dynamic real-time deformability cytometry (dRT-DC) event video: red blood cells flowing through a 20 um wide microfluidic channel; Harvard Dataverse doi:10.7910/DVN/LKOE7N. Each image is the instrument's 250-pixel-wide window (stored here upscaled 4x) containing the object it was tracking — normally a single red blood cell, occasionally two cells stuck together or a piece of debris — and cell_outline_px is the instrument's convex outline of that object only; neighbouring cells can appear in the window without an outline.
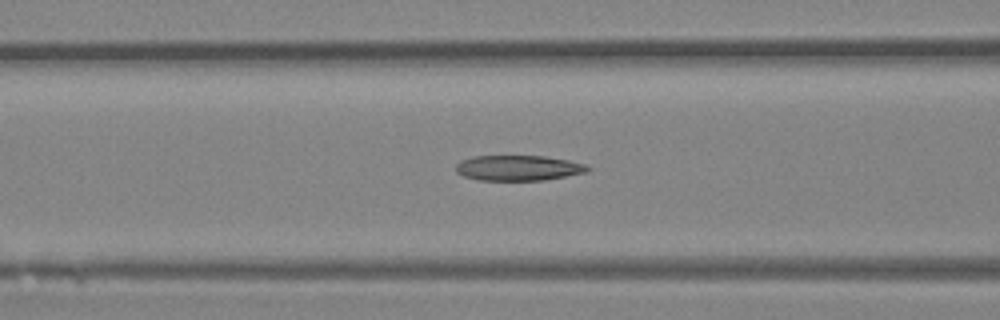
{"species": "Egyptian fruit bat (a non-hibernating species)", "species_latin": "Rousettus aegyptiacus", "temperature_condition": "room temperature", "stored_images_in_passage": 47, "camera_frame_rate_fps": 3000, "um_per_image_px": 0.085, "animal": {"sex": "female"}, "frame": {"image": 1, "passage_image": 19, "time_ms": 6.0, "image_size_px": [1000, 320], "cell_outline_px": [[592, 168], [588, 172], [544, 180], [476, 180], [464, 176], [456, 172], [456, 164], [460, 160], [472, 156], [544, 156], [568, 160], [584, 164]], "centroid_in_image_um": [44.04, 14.27], "position_along_channel_um": 122.6, "area_um2": 19.54}}
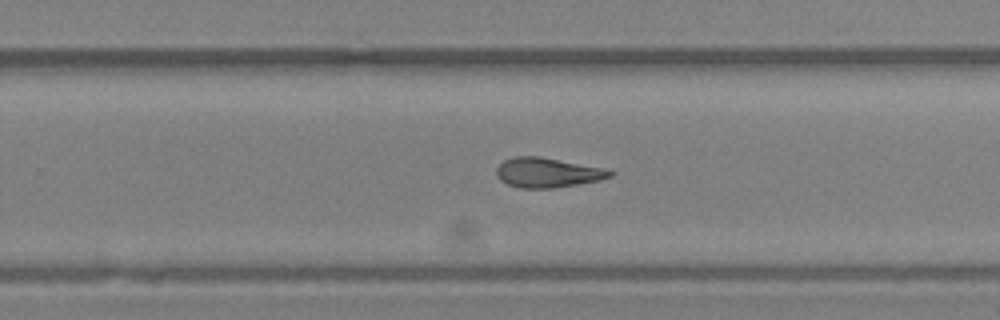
{"frame": {"image": 2, "passage_image": 30, "time_ms": 9.667, "image_size_px": [1000, 320], "cell_outline_px": [[612, 176], [600, 180], [552, 188], [520, 188], [508, 184], [500, 180], [496, 176], [496, 168], [504, 160], [512, 156], [540, 156], [600, 168], [612, 172]], "centroid_in_image_um": [46.45, 14.67], "position_along_channel_um": 283.4, "area_um2": 19.36}}
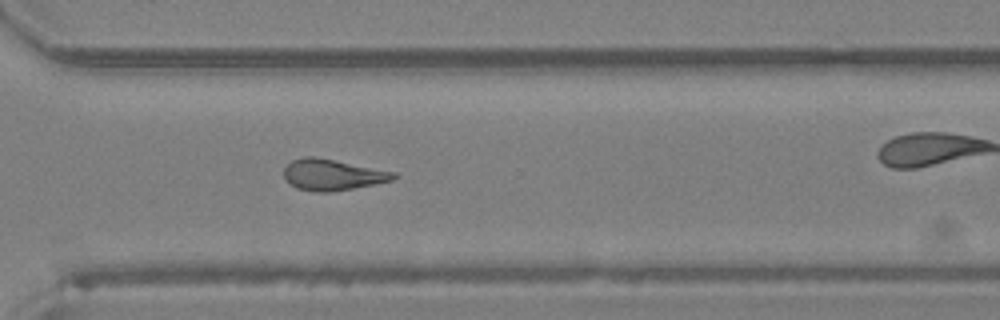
{"frame": {"image": 3, "passage_image": 34, "time_ms": 11.0, "image_size_px": [1000, 320], "cell_outline_px": [[400, 176], [392, 180], [376, 184], [332, 192], [312, 192], [296, 188], [284, 180], [284, 168], [292, 160], [304, 156], [312, 156], [396, 172]], "centroid_in_image_um": [28.25, 14.87], "position_along_channel_um": 342.4, "area_um2": 20.0}}